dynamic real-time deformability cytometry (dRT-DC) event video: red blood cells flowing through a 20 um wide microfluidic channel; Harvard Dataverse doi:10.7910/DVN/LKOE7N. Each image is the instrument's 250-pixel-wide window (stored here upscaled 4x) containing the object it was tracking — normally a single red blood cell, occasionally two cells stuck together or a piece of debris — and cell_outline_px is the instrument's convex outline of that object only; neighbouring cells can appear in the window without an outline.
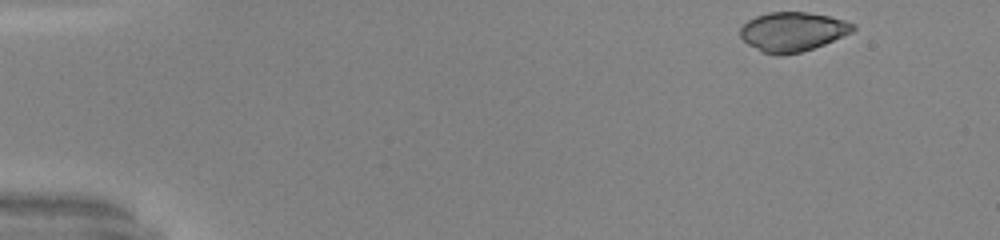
{"species": "common noctule bat (a hibernating species)", "species_latin": "Nyctalus noctula", "temperature_condition": "warm", "stored_images_in_passage": 40, "camera_frame_rate_fps": 3000, "um_per_image_px": 0.085, "animal": {"sex": "male", "body_mass_g": 20.0, "forearm_length_mm": 53.3}, "frame": {"image": 1, "passage_image": 1, "time_ms": 0.0, "image_size_px": [1000, 240], "cell_outline_px": [[856, 28], [852, 32], [824, 44], [800, 52], [780, 56], [776, 56], [764, 52], [748, 44], [740, 36], [740, 28], [748, 20], [756, 16], [768, 12], [804, 12], [828, 16], [844, 20], [856, 24]], "centroid_in_image_um": [67.37, 2.69], "position_along_channel_um": 17.6, "area_um2": 25.66}}
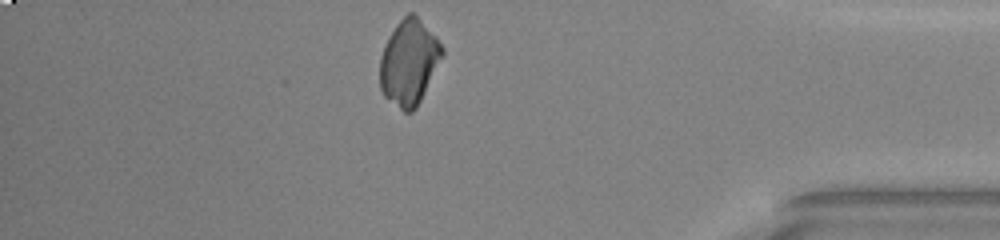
{"frame": {"image": 2, "passage_image": 40, "time_ms": 13.0, "image_size_px": [1000, 240], "cell_outline_px": [[444, 56], [416, 108], [412, 112], [404, 112], [384, 96], [380, 88], [380, 56], [388, 36], [396, 24], [408, 12], [412, 12], [436, 36], [444, 48]], "centroid_in_image_um": [34.77, 5.3], "position_along_channel_um": 400.4, "area_um2": 31.04}}